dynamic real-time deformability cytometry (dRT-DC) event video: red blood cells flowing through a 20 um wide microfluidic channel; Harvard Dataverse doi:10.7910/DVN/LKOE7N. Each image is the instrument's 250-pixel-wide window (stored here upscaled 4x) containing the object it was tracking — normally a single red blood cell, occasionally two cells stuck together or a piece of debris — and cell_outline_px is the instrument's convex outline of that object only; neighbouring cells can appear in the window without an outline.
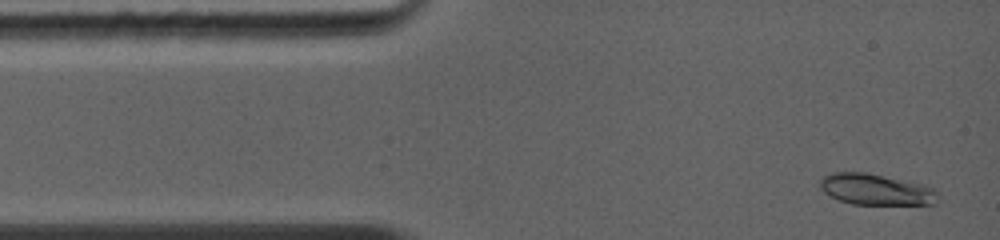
{"species": "common noctule bat (a hibernating species)", "species_latin": "Nyctalus noctula", "temperature_condition": "warm", "stored_images_in_passage": 22, "camera_frame_rate_fps": 5000, "um_per_image_px": 0.085, "animal": {"sex": "female", "body_mass_g": 19.0, "forearm_length_mm": 56.7}, "frame": {"image": 1, "passage_image": 1, "time_ms": 0.0, "image_size_px": [1000, 240], "cell_outline_px": [[936, 204], [852, 204], [828, 196], [820, 188], [820, 180], [824, 176], [836, 172], [864, 172], [920, 184], [932, 188], [936, 192]], "centroid_in_image_um": [74.39, 16.11], "position_along_channel_um": 10.6, "area_um2": 20.92}}
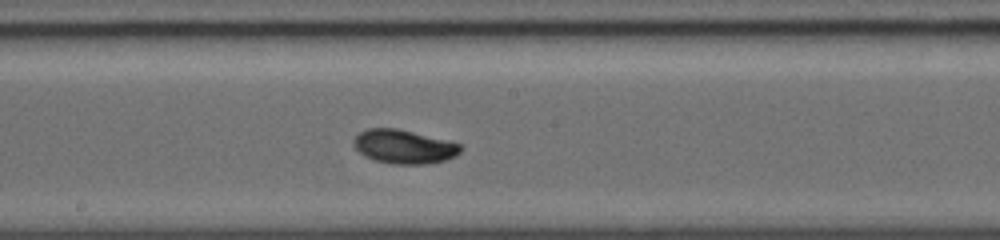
{"frame": {"image": 2, "passage_image": 13, "time_ms": 6.0, "image_size_px": [1000, 240], "cell_outline_px": [[464, 148], [456, 156], [444, 160], [424, 164], [392, 164], [376, 160], [364, 156], [352, 144], [352, 140], [360, 132], [368, 128], [396, 128], [460, 144]], "centroid_in_image_um": [34.31, 12.47], "position_along_channel_um": 213.9, "area_um2": 20.87}}
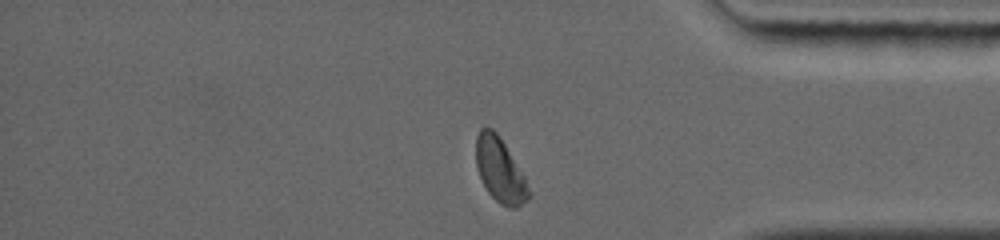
{"frame": {"image": 3, "passage_image": 22, "time_ms": 10.4, "image_size_px": [1000, 240], "cell_outline_px": [[532, 196], [528, 200], [516, 208], [508, 208], [500, 204], [488, 192], [476, 168], [476, 136], [480, 128], [492, 128], [500, 136], [524, 176], [532, 192]], "centroid_in_image_um": [42.52, 14.48], "position_along_channel_um": 392.7, "area_um2": 19.88}, "authors_computed_cell_mechanics": {"area_um2": 20.4323, "velocity_mm_per_s": 4.396, "shape_relaxation_time_tau1_ms": 2.4653, "shape_relaxation_time_tau2_ms": null, "deformation_change_tau1": 0.1168, "deformation_change_tau2": null}}